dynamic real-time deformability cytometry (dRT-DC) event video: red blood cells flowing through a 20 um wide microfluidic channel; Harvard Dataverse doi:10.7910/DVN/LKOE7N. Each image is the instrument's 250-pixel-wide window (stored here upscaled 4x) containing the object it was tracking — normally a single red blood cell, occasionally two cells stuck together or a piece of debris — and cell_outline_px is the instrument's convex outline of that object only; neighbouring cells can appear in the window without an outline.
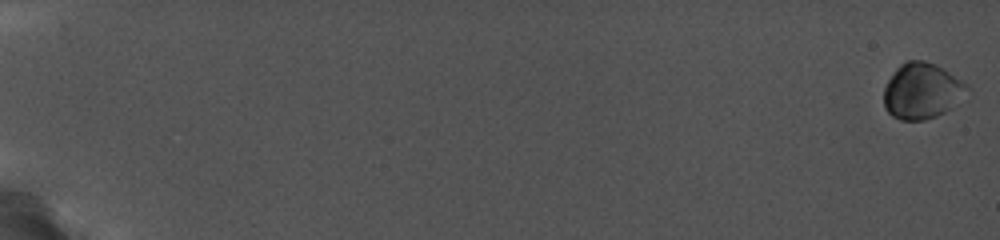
{"species": "common noctule bat (a hibernating species)", "species_latin": "Nyctalus noctula", "temperature_condition": "cold", "stored_images_in_passage": 16, "camera_frame_rate_fps": 5000, "um_per_image_px": 0.085, "animal": {"sex": "female", "body_mass_g": 19.0, "forearm_length_mm": 56.7}, "frame": {"image": 1, "passage_image": 1, "time_ms": 0.0, "image_size_px": [1000, 240], "cell_outline_px": [[968, 88], [952, 108], [936, 116], [924, 120], [900, 120], [892, 116], [884, 108], [884, 88], [888, 80], [896, 68], [900, 64], [908, 60], [924, 60], [936, 64], [964, 80], [968, 84]], "centroid_in_image_um": [78.35, 7.72], "position_along_channel_um": 6.7, "area_um2": 27.17}}
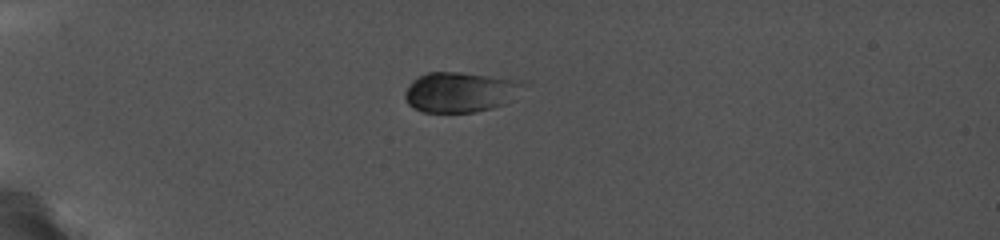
{"frame": {"image": 2, "passage_image": 13, "time_ms": 5.4, "image_size_px": [1000, 240], "cell_outline_px": [[528, 80], [512, 100], [508, 104], [476, 112], [424, 112], [412, 108], [408, 104], [404, 96], [404, 92], [412, 80], [428, 72], [460, 72]], "centroid_in_image_um": [39.16, 7.82], "position_along_channel_um": 45.8, "area_um2": 28.15}}